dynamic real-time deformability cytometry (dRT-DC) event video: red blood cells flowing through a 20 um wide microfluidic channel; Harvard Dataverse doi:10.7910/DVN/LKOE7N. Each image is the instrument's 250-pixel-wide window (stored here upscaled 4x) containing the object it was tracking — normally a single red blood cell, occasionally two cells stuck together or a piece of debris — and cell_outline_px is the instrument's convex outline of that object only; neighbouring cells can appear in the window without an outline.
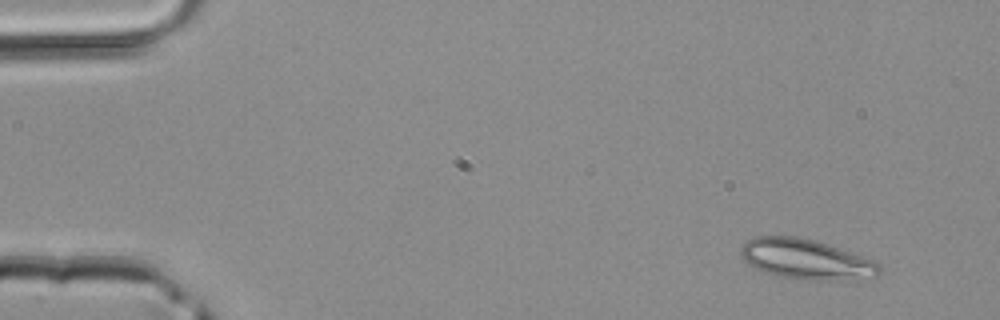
{"species": "common noctule bat (a hibernating species)", "species_latin": "Nyctalus noctula", "temperature_condition": "room temperature", "stored_images_in_passage": 42, "camera_frame_rate_fps": 3000, "um_per_image_px": 0.085, "animal": {"sex": "male", "body_mass_g": 20.4}, "frame": {"image": 1, "passage_image": 1, "time_ms": 0.0, "image_size_px": [1000, 320], "cell_outline_px": [[880, 272], [876, 276], [848, 280], [824, 280], [780, 276], [764, 272], [748, 264], [740, 256], [740, 248], [748, 240], [756, 236], [796, 236], [816, 240], [876, 260], [880, 264]], "centroid_in_image_um": [68.53, 22.02], "position_along_channel_um": 16.5, "area_um2": 32.37}}
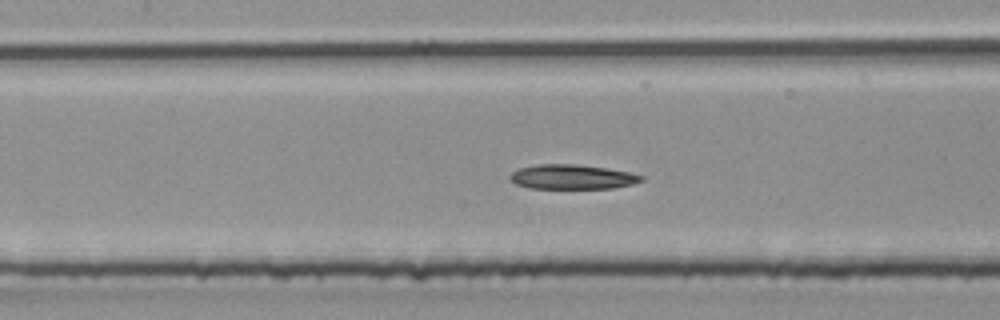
{"frame": {"image": 2, "passage_image": 18, "time_ms": 5.667, "image_size_px": [1000, 320], "cell_outline_px": [[644, 180], [632, 184], [612, 188], [528, 188], [516, 184], [508, 176], [512, 172], [520, 168], [536, 164], [580, 164], [608, 168], [632, 172], [644, 176]], "centroid_in_image_um": [48.66, 15.02], "position_along_channel_um": 158.7, "area_um2": 18.96}}
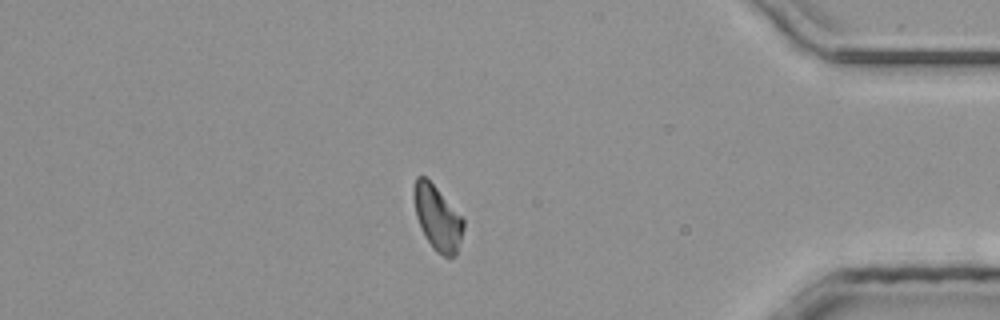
{"frame": {"image": 3, "passage_image": 36, "time_ms": 11.667, "image_size_px": [1000, 320], "cell_outline_px": [[464, 228], [456, 256], [444, 256], [436, 252], [432, 248], [424, 236], [420, 228], [416, 216], [412, 196], [412, 188], [416, 176], [424, 176], [436, 188], [464, 220]], "centroid_in_image_um": [37.14, 18.54], "position_along_channel_um": 398.1, "area_um2": 18.67}}